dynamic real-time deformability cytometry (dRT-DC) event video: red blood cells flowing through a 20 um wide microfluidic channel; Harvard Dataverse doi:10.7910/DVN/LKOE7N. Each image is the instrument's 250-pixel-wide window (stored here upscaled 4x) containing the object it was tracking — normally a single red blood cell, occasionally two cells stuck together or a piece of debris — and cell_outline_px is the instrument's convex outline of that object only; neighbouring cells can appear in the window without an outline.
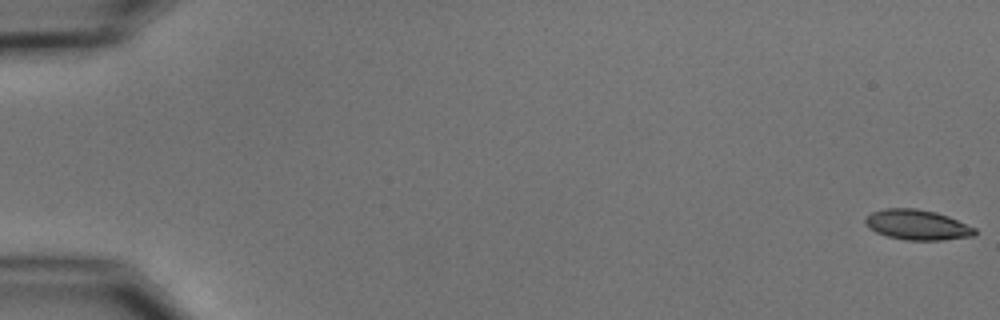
{"species": "common noctule bat (a hibernating species)", "species_latin": "Nyctalus noctula", "temperature_condition": "cold", "stored_images_in_passage": 11, "camera_frame_rate_fps": 3000, "um_per_image_px": 0.085, "animal": {"sex": "male", "body_mass_g": 15.6}, "frame": {"image": 1, "passage_image": 1, "time_ms": 0.0, "image_size_px": [1000, 320], "cell_outline_px": [[976, 232], [972, 236], [944, 240], [908, 240], [888, 236], [876, 232], [868, 228], [864, 224], [864, 220], [872, 212], [884, 208], [916, 208], [936, 212], [948, 216], [976, 228]], "centroid_in_image_um": [77.95, 19.1], "position_along_channel_um": 7.0, "area_um2": 19.25}}
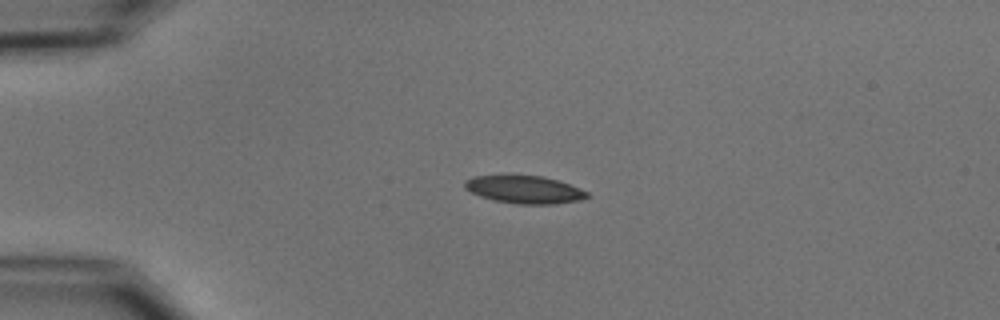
{"frame": {"image": 2, "passage_image": 4, "time_ms": 4.333, "image_size_px": [1000, 320], "cell_outline_px": [[588, 196], [576, 200], [556, 204], [516, 204], [492, 200], [480, 196], [464, 188], [464, 180], [472, 176], [504, 172], [544, 176], [580, 188], [588, 192]], "centroid_in_image_um": [44.46, 16.05], "position_along_channel_um": 40.5, "area_um2": 20.58}}
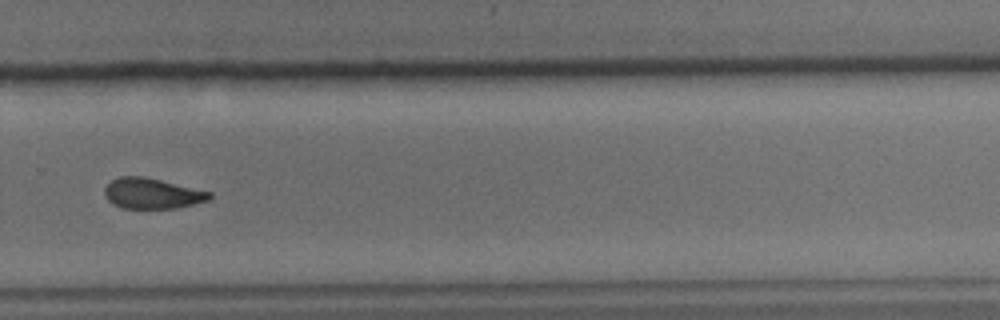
{"frame": {"image": 3, "passage_image": 11, "time_ms": 12.667, "image_size_px": [1000, 320], "cell_outline_px": [[212, 196], [208, 200], [176, 208], [124, 208], [112, 204], [104, 196], [104, 188], [112, 180], [120, 176], [144, 176], [212, 192]], "centroid_in_image_um": [12.9, 16.44], "position_along_channel_um": 316.9, "area_um2": 18.61}}